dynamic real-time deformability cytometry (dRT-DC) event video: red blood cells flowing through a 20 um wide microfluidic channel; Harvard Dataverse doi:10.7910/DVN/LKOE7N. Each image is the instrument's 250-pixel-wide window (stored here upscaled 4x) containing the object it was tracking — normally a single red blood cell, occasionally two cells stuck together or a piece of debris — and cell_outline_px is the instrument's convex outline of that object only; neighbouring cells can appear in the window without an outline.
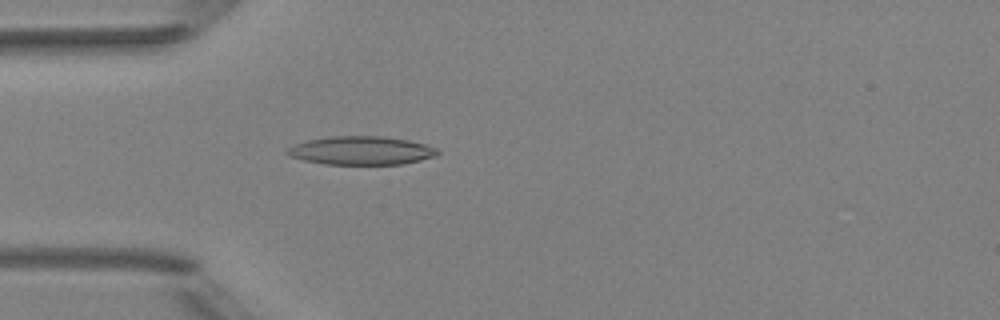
{"species": "Egyptian fruit bat (a non-hibernating species)", "species_latin": "Rousettus aegyptiacus", "temperature_condition": "room temperature", "stored_images_in_passage": 5, "camera_frame_rate_fps": 3000, "um_per_image_px": 0.085, "animal": {"sex": "female"}, "frame": {"image": 1, "passage_image": 5, "time_ms": 4.667, "image_size_px": [1000, 320], "cell_outline_px": [[440, 152], [436, 156], [420, 160], [400, 164], [324, 164], [304, 160], [288, 156], [284, 152], [288, 148], [296, 144], [308, 140], [332, 136], [380, 136], [408, 140], [424, 144], [436, 148]], "centroid_in_image_um": [30.69, 12.8], "position_along_channel_um": 54.3, "area_um2": 24.8}}